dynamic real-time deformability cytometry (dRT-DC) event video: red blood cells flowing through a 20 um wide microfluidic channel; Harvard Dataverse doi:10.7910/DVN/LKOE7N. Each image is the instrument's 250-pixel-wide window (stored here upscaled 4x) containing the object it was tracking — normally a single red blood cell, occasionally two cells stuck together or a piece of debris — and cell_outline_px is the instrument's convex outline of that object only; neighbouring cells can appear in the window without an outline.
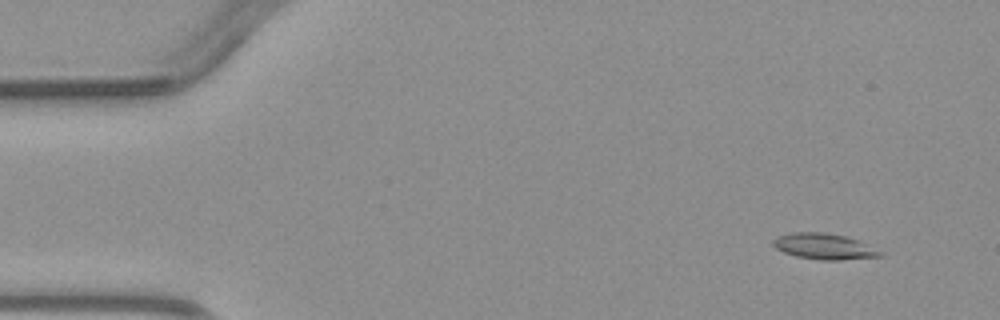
{"species": "common noctule bat (a hibernating species)", "species_latin": "Nyctalus noctula", "temperature_condition": "warm", "stored_images_in_passage": 4, "camera_frame_rate_fps": 3000, "um_per_image_px": 0.085, "animal": {"sex": "male", "body_mass_g": 23.1, "forearm_length_mm": 52.7}, "frame": {"image": 1, "passage_image": 1, "time_ms": 0.0, "image_size_px": [1000, 320], "cell_outline_px": [[884, 256], [840, 260], [820, 260], [796, 256], [784, 252], [776, 248], [772, 244], [772, 240], [776, 236], [792, 232], [824, 232], [844, 236], [860, 240], [884, 252]], "centroid_in_image_um": [70.07, 20.94], "position_along_channel_um": 14.9, "area_um2": 16.36}}
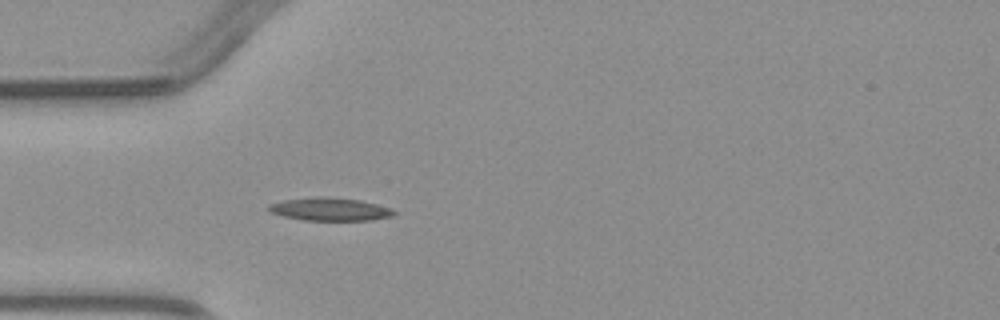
{"frame": {"image": 2, "passage_image": 4, "time_ms": 3.333, "image_size_px": [1000, 320], "cell_outline_px": [[400, 212], [392, 216], [372, 220], [304, 220], [284, 216], [268, 212], [268, 204], [284, 200], [316, 196], [328, 196], [360, 200], [392, 208]], "centroid_in_image_um": [28.07, 17.77], "position_along_channel_um": 56.9, "area_um2": 16.99}}